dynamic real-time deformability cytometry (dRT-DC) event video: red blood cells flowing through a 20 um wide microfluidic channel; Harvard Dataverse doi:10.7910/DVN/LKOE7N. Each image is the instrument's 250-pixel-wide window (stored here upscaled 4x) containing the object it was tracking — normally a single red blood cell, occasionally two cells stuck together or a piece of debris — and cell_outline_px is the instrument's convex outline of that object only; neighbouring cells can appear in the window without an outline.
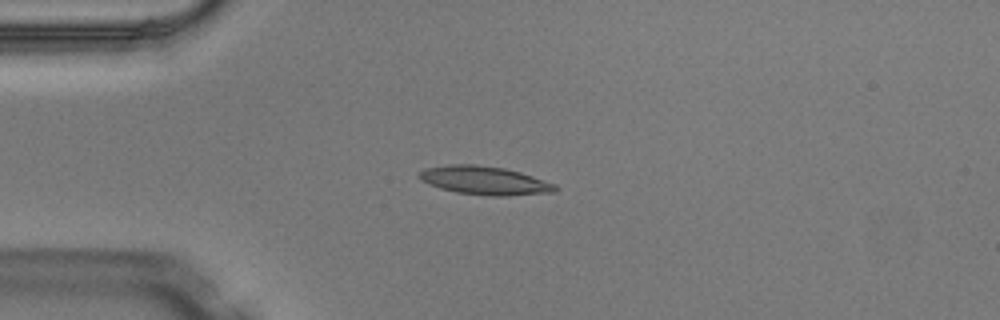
{"species": "Egyptian fruit bat (a non-hibernating species)", "species_latin": "Rousettus aegyptiacus", "temperature_condition": "warm", "stored_images_in_passage": 5, "camera_frame_rate_fps": 3000, "um_per_image_px": 0.085, "animal": {"sex": "male"}, "frame": {"image": 1, "passage_image": 4, "time_ms": 1.0, "image_size_px": [1000, 320], "cell_outline_px": [[560, 188], [556, 192], [508, 196], [492, 196], [456, 192], [440, 188], [428, 184], [420, 180], [416, 176], [424, 168], [448, 164], [476, 164], [504, 168], [520, 172], [556, 184]], "centroid_in_image_um": [41.19, 15.34], "position_along_channel_um": 43.8, "area_um2": 22.83}}
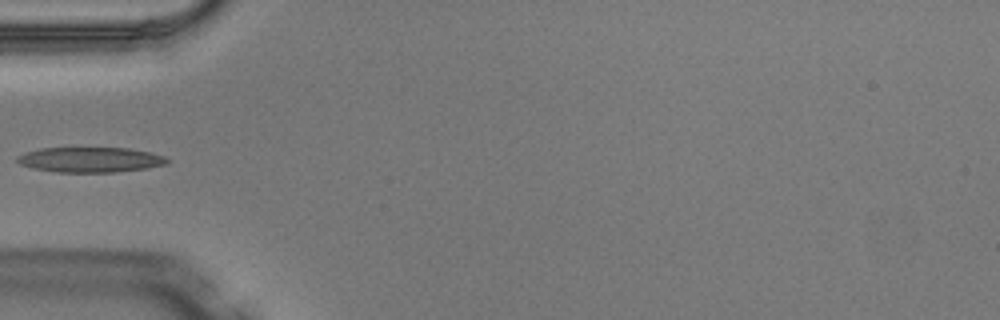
{"frame": {"image": 2, "passage_image": 5, "time_ms": 1.333, "image_size_px": [1000, 320], "cell_outline_px": [[172, 160], [168, 164], [148, 168], [116, 172], [56, 172], [36, 168], [20, 164], [16, 160], [16, 156], [24, 152], [40, 148], [128, 148], [148, 152], [164, 156]], "centroid_in_image_um": [7.7, 13.57], "position_along_channel_um": 77.3, "area_um2": 22.02}}